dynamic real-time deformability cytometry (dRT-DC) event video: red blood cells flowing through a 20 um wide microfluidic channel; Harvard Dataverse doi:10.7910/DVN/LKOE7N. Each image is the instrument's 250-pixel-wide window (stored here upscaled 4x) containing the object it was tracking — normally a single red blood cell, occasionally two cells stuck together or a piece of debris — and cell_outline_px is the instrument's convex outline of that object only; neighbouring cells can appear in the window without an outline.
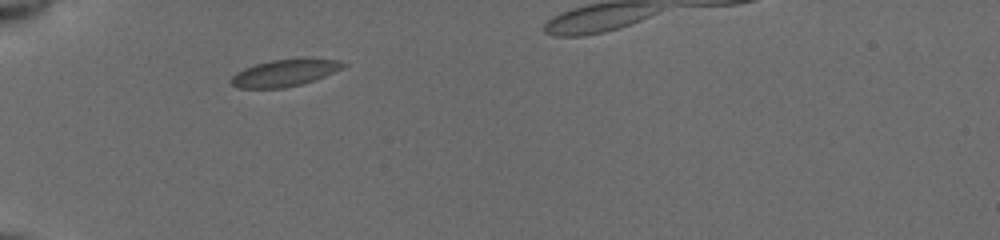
{"species": "common noctule bat (a hibernating species)", "species_latin": "Nyctalus noctula", "temperature_condition": "cold", "stored_images_in_passage": 17, "camera_frame_rate_fps": 3000, "um_per_image_px": 0.085, "animal": {"sex": "female", "body_mass_g": 19.5, "forearm_length_mm": 54.1}, "frame": {"image": 1, "passage_image": 1, "time_ms": 0.0, "image_size_px": [1000, 240], "cell_outline_px": [[348, 64], [324, 76], [300, 84], [284, 88], [240, 88], [232, 84], [228, 80], [236, 72], [244, 68], [256, 64], [272, 60], [300, 56], [308, 56], [340, 60]], "centroid_in_image_um": [24.21, 6.15], "position_along_channel_um": 60.8, "area_um2": 17.98}}
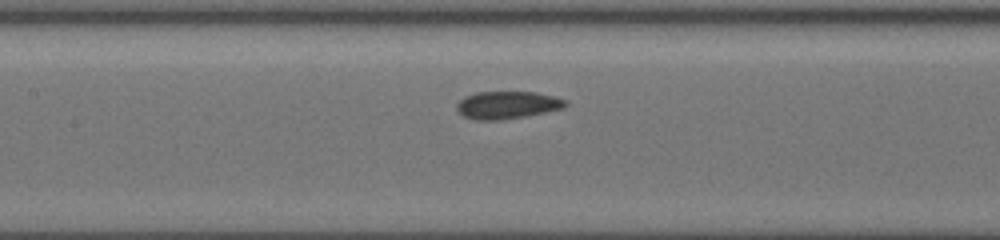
{"frame": {"image": 2, "passage_image": 13, "time_ms": 3.0, "image_size_px": [1000, 240], "cell_outline_px": [[568, 104], [564, 108], [524, 116], [500, 120], [476, 120], [464, 116], [456, 108], [456, 104], [464, 96], [476, 92], [536, 92], [552, 96], [564, 100]], "centroid_in_image_um": [43.08, 8.92], "position_along_channel_um": 164.3, "area_um2": 17.28}}
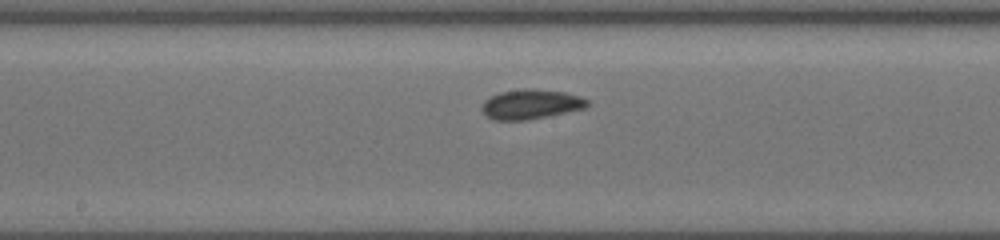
{"frame": {"image": 3, "passage_image": 16, "time_ms": 4.0, "image_size_px": [1000, 240], "cell_outline_px": [[592, 104], [588, 108], [528, 120], [492, 120], [480, 108], [484, 100], [500, 92], [524, 88], [532, 88], [564, 92], [580, 96], [588, 100]], "centroid_in_image_um": [45.17, 8.86], "position_along_channel_um": 203.0, "area_um2": 18.5}}